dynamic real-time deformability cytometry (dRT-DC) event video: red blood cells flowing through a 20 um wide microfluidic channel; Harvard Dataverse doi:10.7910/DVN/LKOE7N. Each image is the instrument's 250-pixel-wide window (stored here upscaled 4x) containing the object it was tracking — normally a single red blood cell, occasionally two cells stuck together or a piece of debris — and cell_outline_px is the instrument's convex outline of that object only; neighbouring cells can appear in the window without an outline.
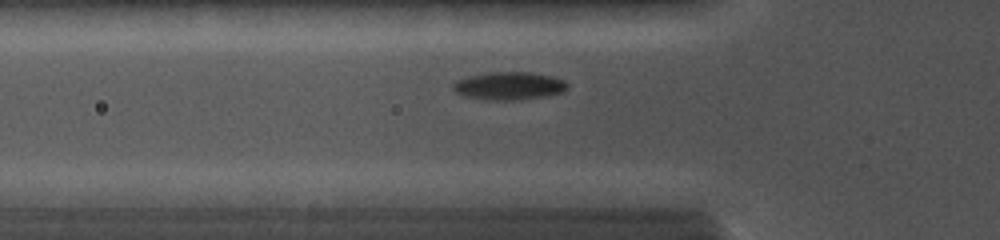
{"species": "common noctule bat (a hibernating species)", "species_latin": "Nyctalus noctula", "temperature_condition": "cold", "stored_images_in_passage": 28, "camera_frame_rate_fps": 5000, "um_per_image_px": 0.085, "animal": {"sex": "female", "body_mass_g": 19.0, "forearm_length_mm": 56.7}, "frame": {"image": 1, "passage_image": 7, "time_ms": 2.0, "image_size_px": [1000, 240], "cell_outline_px": [[568, 88], [564, 92], [544, 96], [520, 100], [492, 100], [464, 96], [456, 92], [452, 88], [452, 84], [456, 80], [488, 72], [532, 72], [552, 76], [564, 80], [568, 84]], "centroid_in_image_um": [43.3, 7.3], "position_along_channel_um": 82.5, "area_um2": 18.61}}
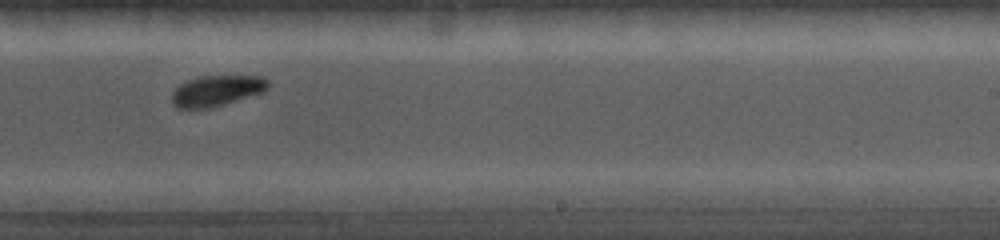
{"frame": {"image": 2, "passage_image": 18, "time_ms": 6.4, "image_size_px": [1000, 240], "cell_outline_px": [[268, 88], [264, 92], [212, 108], [176, 108], [172, 104], [172, 92], [180, 84], [188, 80], [204, 76], [260, 76], [268, 80]], "centroid_in_image_um": [18.42, 7.72], "position_along_channel_um": 270.6, "area_um2": 17.22}}
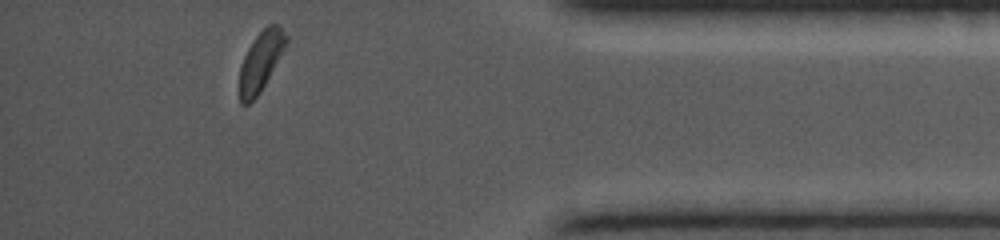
{"frame": {"image": 3, "passage_image": 26, "time_ms": 10.2, "image_size_px": [1000, 240], "cell_outline_px": [[288, 40], [284, 48], [260, 92], [248, 104], [240, 104], [240, 68], [244, 56], [248, 48], [256, 36], [268, 24], [276, 24], [288, 36]], "centroid_in_image_um": [22.15, 5.2], "position_along_channel_um": 413.0, "area_um2": 15.61}}